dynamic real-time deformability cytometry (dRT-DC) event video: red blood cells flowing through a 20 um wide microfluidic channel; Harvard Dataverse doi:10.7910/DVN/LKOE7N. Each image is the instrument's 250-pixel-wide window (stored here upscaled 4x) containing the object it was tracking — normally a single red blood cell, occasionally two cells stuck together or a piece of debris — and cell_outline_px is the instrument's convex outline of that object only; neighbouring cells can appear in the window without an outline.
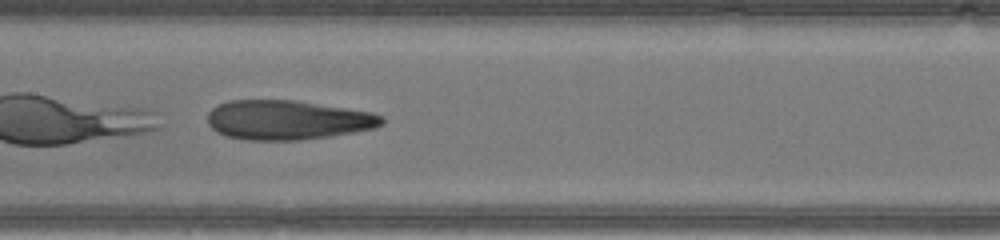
{"species": "human", "species_latin": "Homo sapiens", "temperature_condition": "warm", "stored_images_in_passage": 31, "camera_frame_rate_fps": 3000, "um_per_image_px": 0.085, "donor": {"sex": "male"}, "frame": {"image": 1, "passage_image": 10, "time_ms": 3.0, "image_size_px": [1000, 240], "cell_outline_px": [[384, 124], [376, 128], [328, 136], [300, 140], [248, 140], [224, 136], [216, 132], [208, 124], [208, 112], [212, 108], [228, 100], [296, 100], [372, 112], [384, 116]], "centroid_in_image_um": [24.44, 10.19], "position_along_channel_um": 183.0, "area_um2": 40.23}}
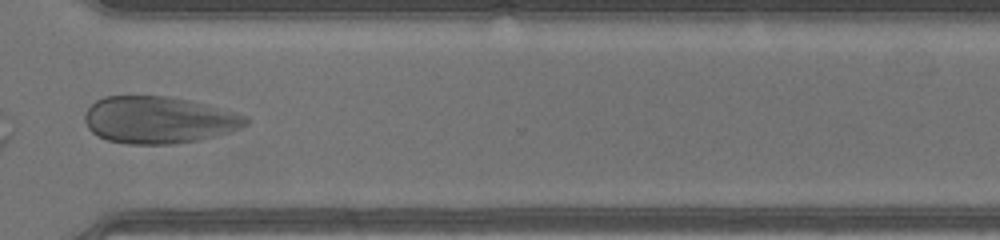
{"frame": {"image": 2, "passage_image": 22, "time_ms": 7.0, "image_size_px": [1000, 240], "cell_outline_px": [[248, 124], [240, 128], [228, 132], [200, 140], [172, 144], [128, 144], [108, 140], [92, 132], [88, 128], [84, 120], [84, 112], [96, 100], [104, 96], [168, 96], [192, 100], [208, 104], [248, 116]], "centroid_in_image_um": [13.5, 10.18], "position_along_channel_um": 357.1, "area_um2": 44.33}, "authors_computed_cell_mechanics": {"area_um2": 41.3848, "velocity_mm_per_s": 4.3667, "shape_relaxation_time_tau1_ms": 1.4363, "shape_relaxation_time_tau2_ms": 1.3948, "deformation_change_tau1": 0.2872, "deformation_change_tau2": 0.0841}}